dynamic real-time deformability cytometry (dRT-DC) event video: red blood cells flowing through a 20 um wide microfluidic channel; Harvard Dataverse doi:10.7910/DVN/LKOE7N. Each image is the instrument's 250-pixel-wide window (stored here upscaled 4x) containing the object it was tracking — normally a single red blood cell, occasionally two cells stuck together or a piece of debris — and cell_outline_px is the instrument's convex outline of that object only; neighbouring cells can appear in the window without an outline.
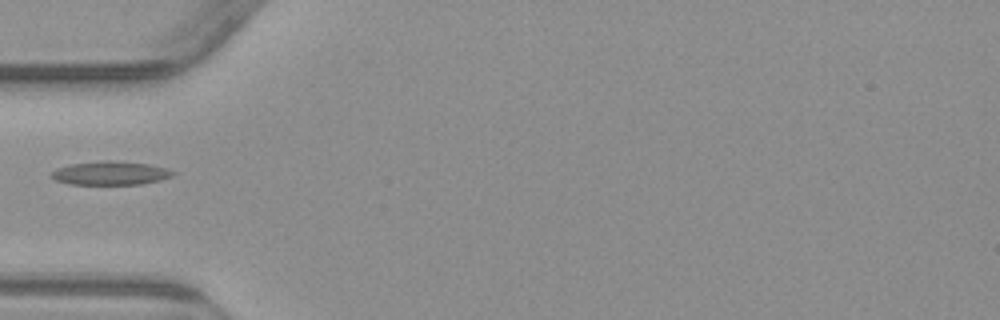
{"species": "common noctule bat (a hibernating species)", "species_latin": "Nyctalus noctula", "temperature_condition": "warm", "stored_images_in_passage": 5, "camera_frame_rate_fps": 3000, "um_per_image_px": 0.085, "animal": {"sex": "male", "body_mass_g": 23.1, "forearm_length_mm": 52.7}, "frame": {"image": 1, "passage_image": 5, "time_ms": 4.667, "image_size_px": [1000, 320], "cell_outline_px": [[176, 172], [172, 176], [160, 180], [140, 184], [68, 184], [56, 180], [52, 176], [52, 172], [56, 168], [72, 164], [104, 160], [112, 160], [148, 164], [164, 168]], "centroid_in_image_um": [9.39, 14.71], "position_along_channel_um": 75.6, "area_um2": 16.53}}